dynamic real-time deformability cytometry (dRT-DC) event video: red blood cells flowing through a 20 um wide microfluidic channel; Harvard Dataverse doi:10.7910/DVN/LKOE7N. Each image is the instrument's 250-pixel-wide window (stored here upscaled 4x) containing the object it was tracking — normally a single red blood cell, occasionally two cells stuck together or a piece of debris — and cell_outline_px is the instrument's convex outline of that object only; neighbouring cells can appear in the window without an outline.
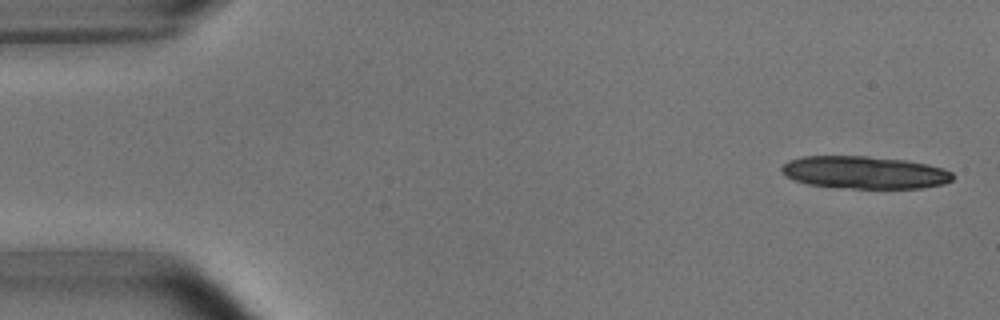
{"species": "common noctule bat (a hibernating species)", "species_latin": "Nyctalus noctula", "temperature_condition": "room temperature", "stored_images_in_passage": 5, "camera_frame_rate_fps": 3000, "um_per_image_px": 0.085, "animal": {"sex": "male", "body_mass_g": 15.6}, "frame": {"image": 1, "passage_image": 1, "time_ms": 0.0, "image_size_px": [1000, 320], "cell_outline_px": [[956, 176], [952, 180], [944, 184], [920, 188], [852, 188], [808, 184], [784, 176], [780, 172], [780, 168], [788, 160], [800, 156], [868, 156], [904, 160], [928, 164], [944, 168], [952, 172]], "centroid_in_image_um": [73.49, 14.65], "position_along_channel_um": 11.5, "area_um2": 32.6}}